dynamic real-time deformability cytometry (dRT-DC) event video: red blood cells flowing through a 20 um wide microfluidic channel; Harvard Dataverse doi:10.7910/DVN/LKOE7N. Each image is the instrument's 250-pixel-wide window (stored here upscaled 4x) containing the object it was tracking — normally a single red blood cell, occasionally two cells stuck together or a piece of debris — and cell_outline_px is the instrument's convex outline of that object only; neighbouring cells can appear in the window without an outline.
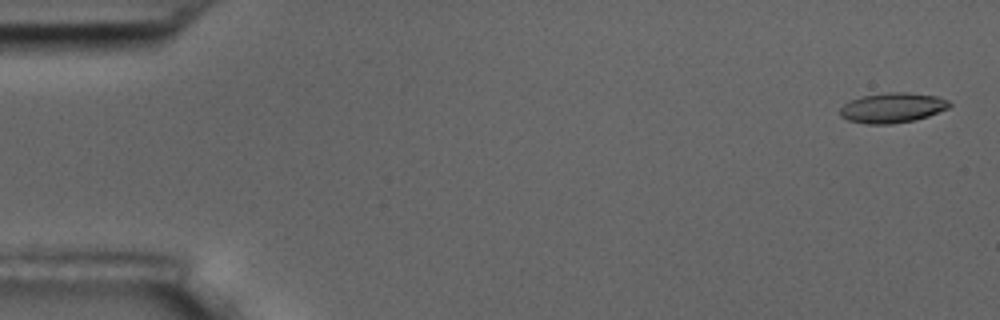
{"species": "common noctule bat (a hibernating species)", "species_latin": "Nyctalus noctula", "temperature_condition": "room temperature", "stored_images_in_passage": 5, "camera_frame_rate_fps": 3000, "um_per_image_px": 0.085, "animal": {"sex": "male", "body_mass_g": 17.5, "forearm_length_mm": 52.3}, "frame": {"image": 1, "passage_image": 1, "time_ms": 0.0, "image_size_px": [1000, 320], "cell_outline_px": [[952, 104], [948, 108], [928, 116], [912, 120], [892, 124], [864, 124], [848, 120], [840, 116], [840, 108], [844, 104], [860, 96], [888, 92], [908, 92], [940, 96], [948, 100]], "centroid_in_image_um": [75.86, 9.15], "position_along_channel_um": 9.1, "area_um2": 19.25}}
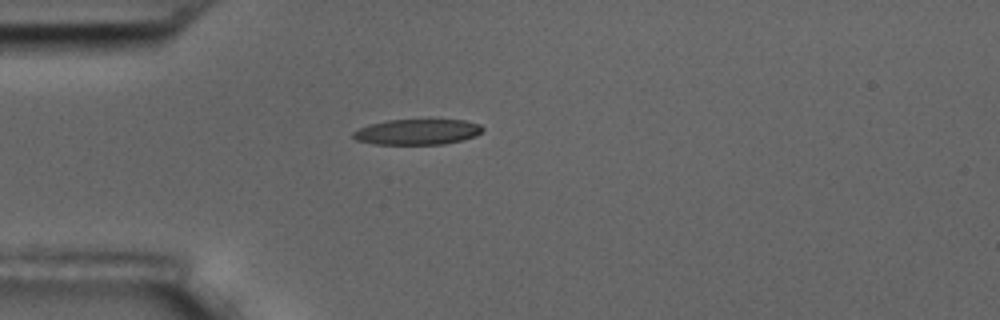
{"frame": {"image": 2, "passage_image": 5, "time_ms": 4.667, "image_size_px": [1000, 320], "cell_outline_px": [[484, 128], [476, 136], [444, 144], [372, 144], [356, 140], [352, 136], [352, 132], [368, 124], [388, 120], [428, 116], [464, 120], [480, 124]], "centroid_in_image_um": [35.49, 11.15], "position_along_channel_um": 49.5, "area_um2": 20.35}}